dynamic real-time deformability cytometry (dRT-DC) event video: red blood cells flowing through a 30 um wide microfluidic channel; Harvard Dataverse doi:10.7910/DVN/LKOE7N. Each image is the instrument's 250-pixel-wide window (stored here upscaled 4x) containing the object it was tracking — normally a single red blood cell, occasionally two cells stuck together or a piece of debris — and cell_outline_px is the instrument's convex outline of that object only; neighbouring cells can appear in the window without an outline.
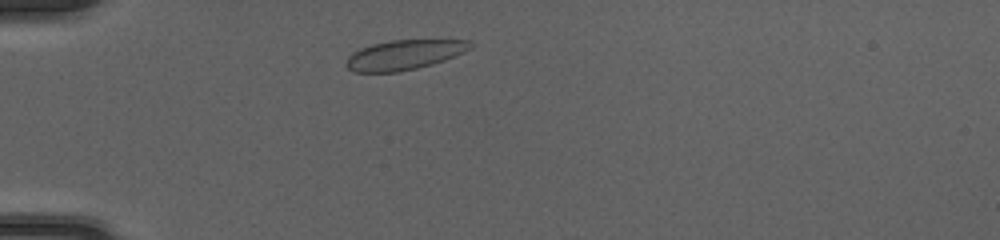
{"species": "common noctule bat (a hibernating species)", "species_latin": "Nyctalus noctula", "temperature_condition": "cold", "stored_images_in_passage": 39, "camera_frame_rate_fps": 3000, "um_per_image_px": 0.085, "animal": {"sex": "female", "body_mass_g": 20.0, "forearm_length_mm": 54.0}, "frame": {"image": 1, "passage_image": 4, "time_ms": 1.0, "image_size_px": [1000, 240], "cell_outline_px": [[476, 44], [472, 48], [464, 52], [444, 60], [432, 64], [416, 68], [396, 72], [352, 72], [344, 64], [348, 56], [352, 52], [360, 48], [372, 44], [392, 40], [472, 40]], "centroid_in_image_um": [34.36, 4.65], "position_along_channel_um": 50.6, "area_um2": 21.68}}
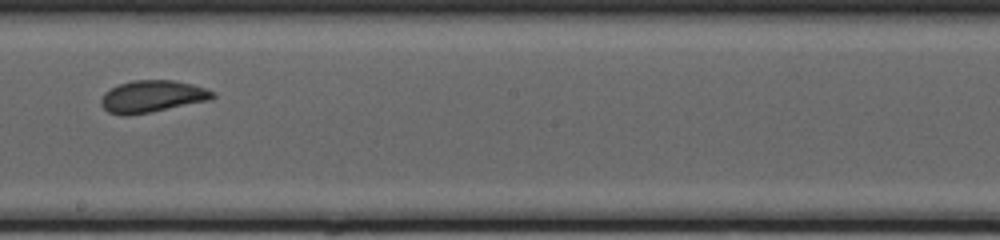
{"frame": {"image": 2, "passage_image": 19, "time_ms": 6.0, "image_size_px": [1000, 240], "cell_outline_px": [[216, 96], [212, 100], [152, 112], [128, 116], [120, 116], [108, 112], [100, 104], [100, 100], [104, 92], [120, 84], [132, 80], [172, 80], [192, 84], [216, 92]], "centroid_in_image_um": [12.95, 8.21], "position_along_channel_um": 235.3, "area_um2": 21.1}}
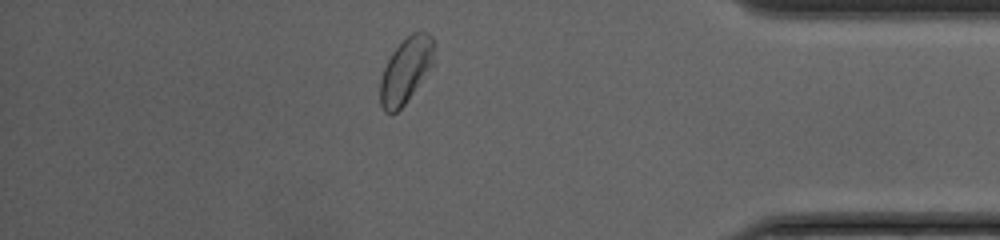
{"frame": {"image": 3, "passage_image": 33, "time_ms": 10.667, "image_size_px": [1000, 240], "cell_outline_px": [[436, 44], [432, 64], [404, 104], [392, 116], [384, 112], [380, 104], [380, 80], [384, 68], [392, 52], [412, 32], [428, 32], [432, 36]], "centroid_in_image_um": [34.48, 5.98], "position_along_channel_um": 400.7, "area_um2": 20.29}, "authors_computed_cell_mechanics": {"area_um2": 20.9814, "velocity_mm_per_s": 4.1444, "shape_relaxation_time_tau1_ms": 4.4523, "shape_relaxation_time_tau2_ms": null, "deformation_change_tau1": 0.1147, "deformation_change_tau2": null}}